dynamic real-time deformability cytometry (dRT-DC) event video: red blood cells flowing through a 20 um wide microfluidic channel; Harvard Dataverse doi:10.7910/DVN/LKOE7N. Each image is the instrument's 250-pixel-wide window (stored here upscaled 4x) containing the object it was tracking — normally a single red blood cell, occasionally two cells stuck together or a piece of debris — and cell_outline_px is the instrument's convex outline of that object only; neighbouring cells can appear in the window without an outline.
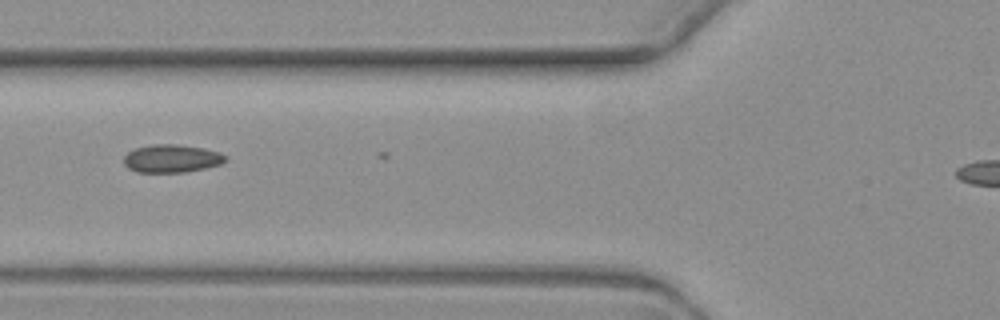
{"species": "common noctule bat (a hibernating species)", "species_latin": "Nyctalus noctula", "temperature_condition": "warm", "stored_images_in_passage": 5, "segment_of_instrument_passage": [1, 2], "camera_frame_rate_fps": 3000, "um_per_image_px": 0.085, "animal": {"sex": "female", "body_mass_g": 19.3, "forearm_length_mm": 54.1}, "frame": {"image": 1, "passage_image": 2, "time_ms": 1.0, "image_size_px": [1000, 320], "cell_outline_px": [[228, 160], [220, 164], [204, 168], [184, 172], [136, 172], [128, 168], [124, 164], [124, 156], [128, 152], [136, 148], [152, 144], [176, 144], [204, 148], [220, 152], [228, 156]], "centroid_in_image_um": [14.61, 13.47], "position_along_channel_um": 111.2, "area_um2": 16.65}}
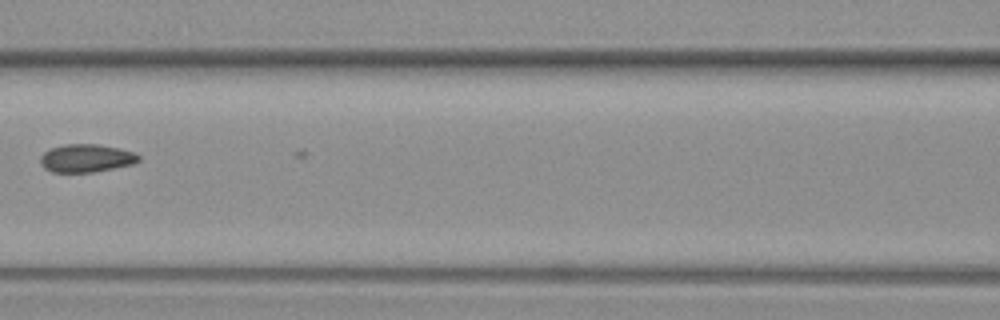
{"frame": {"image": 2, "passage_image": 3, "time_ms": 2.333, "image_size_px": [1000, 320], "cell_outline_px": [[140, 160], [132, 164], [92, 172], [52, 172], [44, 168], [40, 164], [40, 156], [44, 152], [52, 148], [64, 144], [96, 144], [120, 148], [132, 152], [140, 156]], "centroid_in_image_um": [7.3, 13.44], "position_along_channel_um": 159.3, "area_um2": 15.95}}